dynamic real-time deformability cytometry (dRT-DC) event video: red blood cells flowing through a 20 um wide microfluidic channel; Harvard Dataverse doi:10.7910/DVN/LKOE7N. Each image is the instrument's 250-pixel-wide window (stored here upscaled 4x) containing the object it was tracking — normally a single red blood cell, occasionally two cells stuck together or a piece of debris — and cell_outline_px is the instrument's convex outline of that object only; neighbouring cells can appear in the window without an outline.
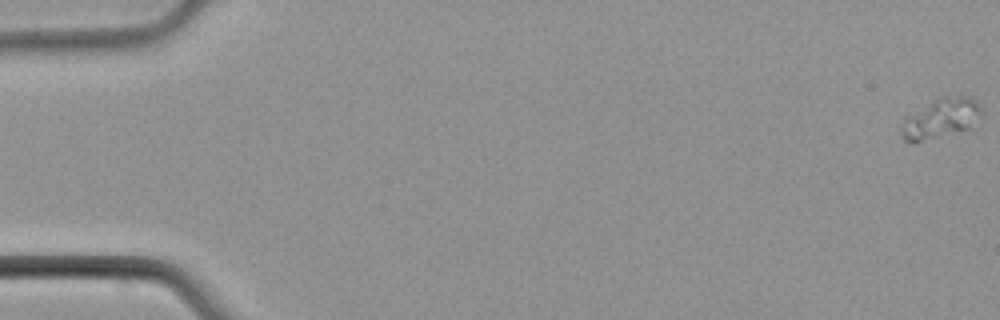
{"species": "common noctule bat (a hibernating species)", "species_latin": "Nyctalus noctula", "temperature_condition": "cold", "stored_images_in_passage": 5, "camera_frame_rate_fps": 3000, "um_per_image_px": 0.085, "animal": {"sex": "male", "body_mass_g": 21.5, "forearm_length_mm": 52.0}, "frame": {"image": 1, "passage_image": 1, "time_ms": 0.0, "image_size_px": [1000, 320], "cell_outline_px": [[980, 108], [968, 128], [912, 144], [904, 140], [900, 136], [900, 128], [904, 116], [944, 96], [972, 96], [976, 100]], "centroid_in_image_um": [79.83, 10.08], "position_along_channel_um": 5.2, "area_um2": 18.03}}